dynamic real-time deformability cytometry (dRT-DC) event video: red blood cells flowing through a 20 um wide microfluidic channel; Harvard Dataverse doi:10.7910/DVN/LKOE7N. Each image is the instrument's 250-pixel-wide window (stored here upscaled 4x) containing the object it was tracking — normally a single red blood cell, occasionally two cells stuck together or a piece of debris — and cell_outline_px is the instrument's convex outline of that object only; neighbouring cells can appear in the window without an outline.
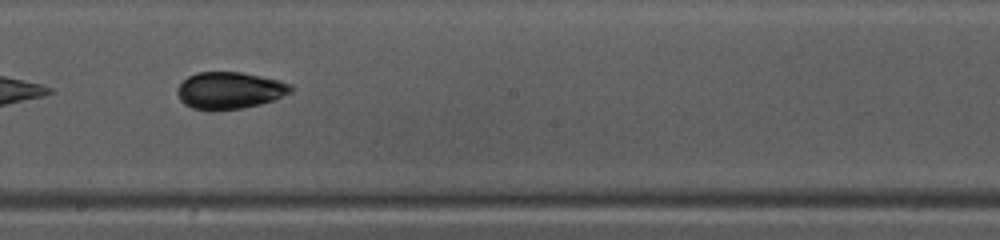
{"species": "common noctule bat (a hibernating species)", "species_latin": "Nyctalus noctula", "temperature_condition": "warm", "stored_images_in_passage": 29, "camera_frame_rate_fps": 3000, "um_per_image_px": 0.085, "animal": {"sex": "female", "body_mass_g": 10.0, "forearm_length_mm": 53.1}, "frame": {"image": 1, "passage_image": 13, "time_ms": 4.0, "image_size_px": [1000, 240], "cell_outline_px": [[292, 92], [272, 100], [260, 104], [244, 108], [216, 112], [212, 112], [192, 108], [184, 104], [180, 100], [176, 92], [176, 88], [188, 76], [196, 72], [244, 72], [280, 80], [292, 84]], "centroid_in_image_um": [19.49, 7.7], "position_along_channel_um": 228.7, "area_um2": 24.97}}